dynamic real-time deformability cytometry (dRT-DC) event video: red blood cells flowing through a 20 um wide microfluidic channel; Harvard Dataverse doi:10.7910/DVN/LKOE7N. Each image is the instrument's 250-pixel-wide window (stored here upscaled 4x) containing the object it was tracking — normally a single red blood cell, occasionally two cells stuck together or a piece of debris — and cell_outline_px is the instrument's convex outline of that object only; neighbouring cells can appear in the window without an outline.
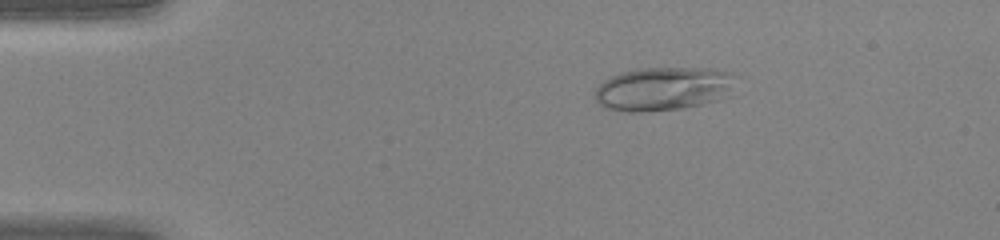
{"species": "human", "species_latin": "Homo sapiens", "temperature_condition": "warm", "stored_images_in_passage": 44, "camera_frame_rate_fps": 3000, "um_per_image_px": 0.085, "donor": {"sex": "female"}, "frame": {"image": 1, "passage_image": 8, "time_ms": 2.333, "image_size_px": [1000, 240], "cell_outline_px": [[740, 76], [732, 96], [724, 100], [684, 108], [644, 112], [624, 112], [604, 108], [596, 100], [596, 88], [604, 80], [620, 72], [644, 68], [716, 68], [736, 72]], "centroid_in_image_um": [56.56, 7.54], "position_along_channel_um": 28.4, "area_um2": 37.17}}
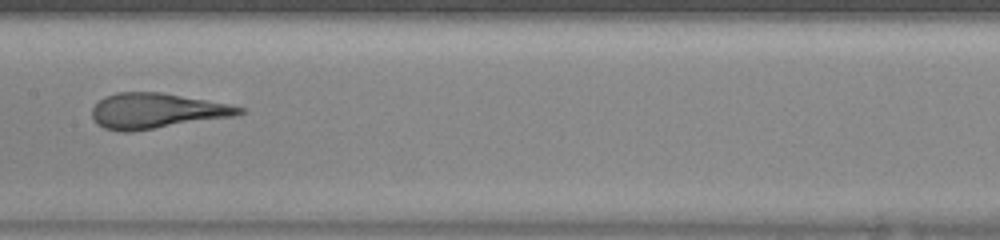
{"frame": {"image": 2, "passage_image": 23, "time_ms": 7.333, "image_size_px": [1000, 240], "cell_outline_px": [[244, 112], [236, 116], [132, 132], [124, 132], [104, 128], [96, 124], [92, 116], [92, 108], [104, 96], [116, 92], [160, 92], [228, 104], [244, 108]], "centroid_in_image_um": [13.28, 9.43], "position_along_channel_um": 194.1, "area_um2": 30.29}}
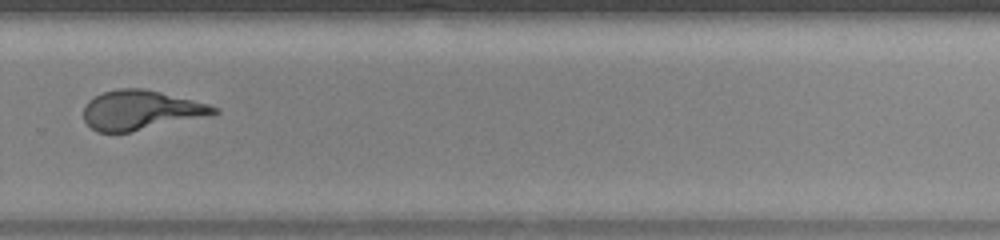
{"frame": {"image": 3, "passage_image": 31, "time_ms": 10.0, "image_size_px": [1000, 240], "cell_outline_px": [[220, 112], [212, 116], [132, 132], [96, 132], [84, 120], [84, 108], [88, 100], [104, 92], [120, 88], [144, 88], [208, 104], [220, 108]], "centroid_in_image_um": [12.02, 9.38], "position_along_channel_um": 317.8, "area_um2": 30.17}}